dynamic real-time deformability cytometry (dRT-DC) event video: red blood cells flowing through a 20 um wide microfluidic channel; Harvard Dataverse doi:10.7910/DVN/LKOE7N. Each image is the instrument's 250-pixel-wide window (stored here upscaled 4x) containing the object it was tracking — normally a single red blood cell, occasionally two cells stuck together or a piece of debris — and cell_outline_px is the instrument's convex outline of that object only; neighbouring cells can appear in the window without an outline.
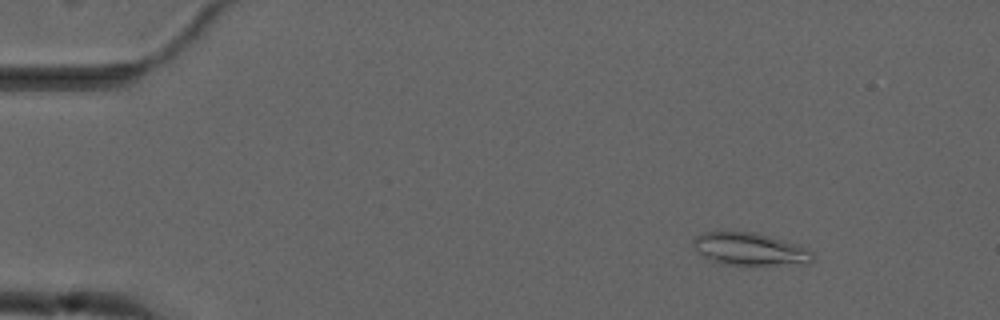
{"species": "common noctule bat (a hibernating species)", "species_latin": "Nyctalus noctula", "temperature_condition": "cold", "stored_images_in_passage": 3, "camera_frame_rate_fps": 3000, "um_per_image_px": 0.085, "animal": {"sex": "male", "forearm_length_mm": 52.5}, "frame": {"image": 1, "passage_image": 1, "time_ms": 0.0, "image_size_px": [1000, 320], "cell_outline_px": [[812, 260], [808, 264], [720, 264], [700, 256], [692, 244], [692, 240], [696, 236], [704, 232], [752, 232], [800, 244], [808, 248], [812, 252]], "centroid_in_image_um": [63.72, 21.17], "position_along_channel_um": 21.3, "area_um2": 22.6}}